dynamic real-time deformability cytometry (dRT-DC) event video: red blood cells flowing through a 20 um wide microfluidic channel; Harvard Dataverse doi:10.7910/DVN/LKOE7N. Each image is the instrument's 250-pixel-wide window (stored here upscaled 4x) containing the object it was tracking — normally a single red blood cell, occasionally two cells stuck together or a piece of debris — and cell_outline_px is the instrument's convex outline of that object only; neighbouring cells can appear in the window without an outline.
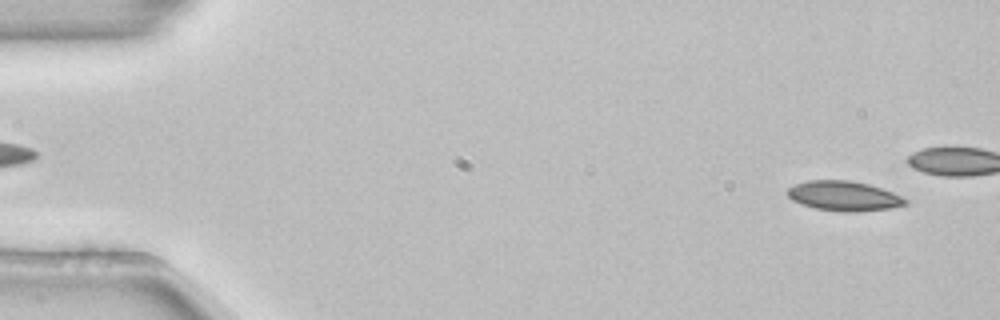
{"species": "common noctule bat (a hibernating species)", "species_latin": "Nyctalus noctula", "temperature_condition": "room temperature", "stored_images_in_passage": 16, "camera_frame_rate_fps": 3000, "um_per_image_px": 0.085, "animal": {"sex": "female", "body_mass_g": 22.7, "forearm_length_mm": 54.2}, "frame": {"image": 1, "passage_image": 3, "time_ms": 0.667, "image_size_px": [1000, 320], "cell_outline_px": [[908, 204], [888, 208], [856, 212], [844, 212], [816, 208], [800, 204], [792, 200], [784, 192], [788, 188], [796, 184], [808, 180], [848, 180], [868, 184], [892, 192], [908, 200]], "centroid_in_image_um": [71.69, 16.65], "position_along_channel_um": 13.3, "area_um2": 20.4}}